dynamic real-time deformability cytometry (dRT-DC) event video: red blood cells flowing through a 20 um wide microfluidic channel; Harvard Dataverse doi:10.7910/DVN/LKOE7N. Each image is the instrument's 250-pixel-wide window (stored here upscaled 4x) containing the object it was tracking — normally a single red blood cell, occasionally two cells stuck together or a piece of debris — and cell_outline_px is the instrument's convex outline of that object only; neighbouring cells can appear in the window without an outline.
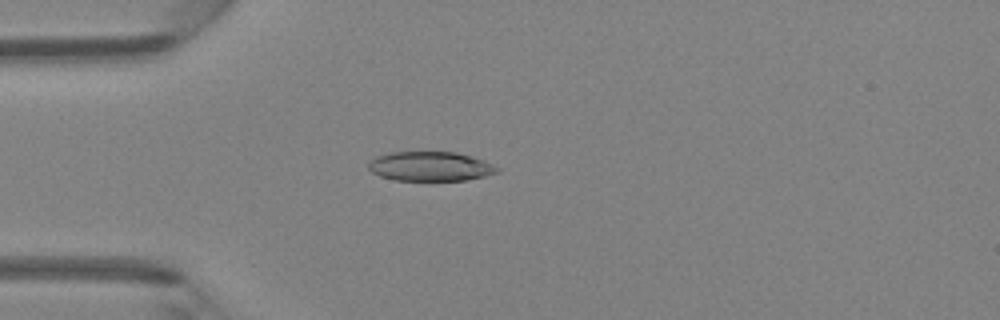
{"species": "Egyptian fruit bat (a non-hibernating species)", "species_latin": "Rousettus aegyptiacus", "temperature_condition": "room temperature", "stored_images_in_passage": 3, "camera_frame_rate_fps": 3000, "um_per_image_px": 0.085, "animal": {"sex": "female"}, "frame": {"image": 1, "passage_image": 3, "time_ms": 2.333, "image_size_px": [1000, 320], "cell_outline_px": [[500, 172], [468, 180], [396, 180], [380, 176], [372, 172], [368, 168], [368, 164], [376, 156], [392, 152], [456, 152], [472, 156], [484, 160], [500, 168]], "centroid_in_image_um": [36.61, 14.14], "position_along_channel_um": 48.4, "area_um2": 22.08}}